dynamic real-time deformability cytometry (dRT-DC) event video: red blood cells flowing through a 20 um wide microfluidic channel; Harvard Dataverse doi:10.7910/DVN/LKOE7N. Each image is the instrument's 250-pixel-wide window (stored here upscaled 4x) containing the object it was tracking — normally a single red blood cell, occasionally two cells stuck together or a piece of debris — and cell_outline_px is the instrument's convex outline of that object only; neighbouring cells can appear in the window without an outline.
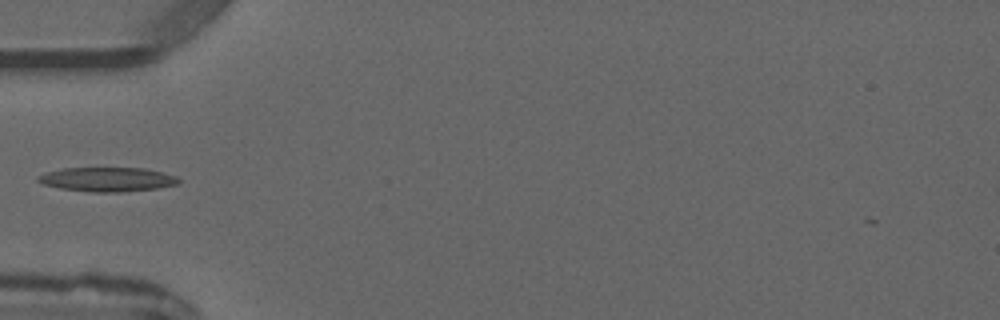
{"species": "common noctule bat (a hibernating species)", "species_latin": "Nyctalus noctula", "temperature_condition": "warm", "stored_images_in_passage": 3, "camera_frame_rate_fps": 3000, "um_per_image_px": 0.085, "animal": {"sex": "male", "forearm_length_mm": 52.5}, "frame": {"image": 1, "passage_image": 3, "time_ms": 2.333, "image_size_px": [1000, 320], "cell_outline_px": [[180, 184], [160, 188], [120, 192], [92, 192], [60, 188], [44, 184], [36, 180], [36, 176], [44, 172], [64, 168], [144, 168], [176, 176], [180, 180]], "centroid_in_image_um": [9.12, 15.25], "position_along_channel_um": 75.9, "area_um2": 19.94}}